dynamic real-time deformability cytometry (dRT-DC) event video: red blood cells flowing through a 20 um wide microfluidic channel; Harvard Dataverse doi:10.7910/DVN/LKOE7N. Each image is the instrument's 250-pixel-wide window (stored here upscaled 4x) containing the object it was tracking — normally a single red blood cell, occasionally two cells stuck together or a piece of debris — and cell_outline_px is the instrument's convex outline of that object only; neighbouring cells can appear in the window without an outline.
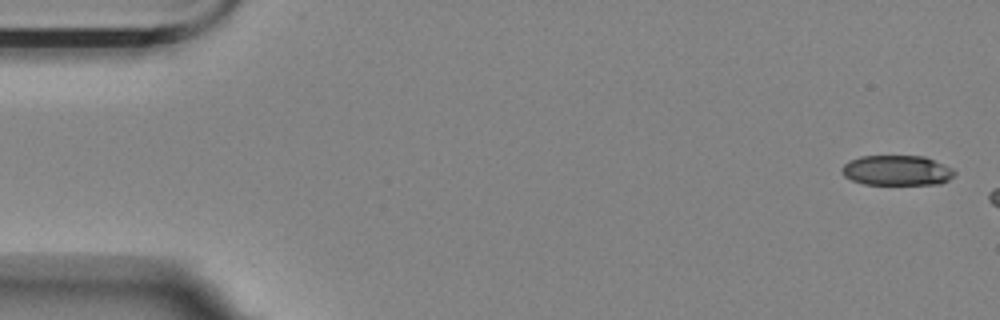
{"species": "Egyptian fruit bat (a non-hibernating species)", "species_latin": "Rousettus aegyptiacus", "temperature_condition": "room temperature", "stored_images_in_passage": 3, "camera_frame_rate_fps": 3000, "um_per_image_px": 0.085, "animal": {"sex": "female"}, "frame": {"image": 1, "passage_image": 1, "time_ms": 0.0, "image_size_px": [1000, 320], "cell_outline_px": [[956, 172], [948, 180], [940, 184], [864, 184], [852, 180], [844, 176], [840, 172], [840, 168], [848, 160], [860, 156], [924, 156], [952, 168]], "centroid_in_image_um": [76.19, 14.48], "position_along_channel_um": 8.8, "area_um2": 19.83}}